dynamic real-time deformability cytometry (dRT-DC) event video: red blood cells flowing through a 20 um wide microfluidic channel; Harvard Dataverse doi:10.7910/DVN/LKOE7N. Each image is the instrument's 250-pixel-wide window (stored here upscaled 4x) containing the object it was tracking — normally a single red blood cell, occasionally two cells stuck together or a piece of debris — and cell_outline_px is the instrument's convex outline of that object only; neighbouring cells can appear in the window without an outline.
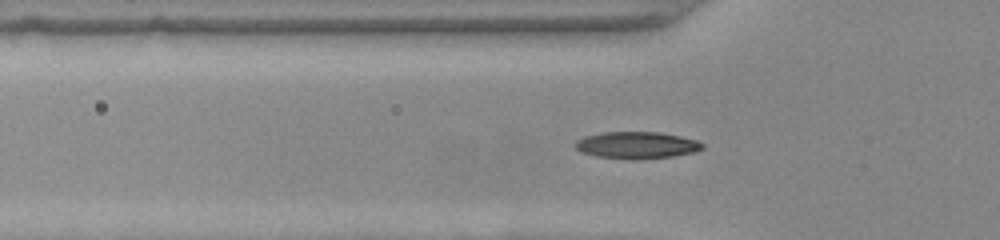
{"species": "common noctule bat (a hibernating species)", "species_latin": "Nyctalus noctula", "temperature_condition": "warm", "stored_images_in_passage": 36, "camera_frame_rate_fps": 3000, "um_per_image_px": 0.085, "animal": {"sex": "female", "body_mass_g": 22.0, "forearm_length_mm": 56.7}, "frame": {"image": 1, "passage_image": 6, "time_ms": 1.667, "image_size_px": [1000, 240], "cell_outline_px": [[704, 148], [692, 152], [672, 156], [632, 160], [596, 156], [580, 152], [572, 144], [576, 140], [584, 136], [600, 132], [660, 132], [680, 136], [696, 140], [704, 144]], "centroid_in_image_um": [54.06, 12.33], "position_along_channel_um": 71.7, "area_um2": 20.06}}
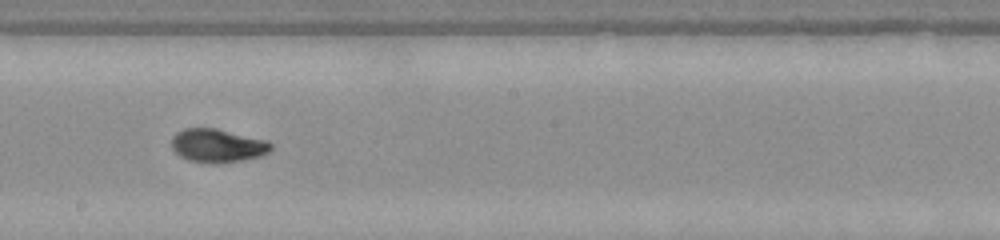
{"frame": {"image": 2, "passage_image": 18, "time_ms": 5.667, "image_size_px": [1000, 240], "cell_outline_px": [[272, 148], [268, 152], [260, 156], [244, 160], [216, 164], [208, 164], [188, 160], [180, 156], [172, 148], [172, 136], [176, 132], [184, 128], [216, 128], [268, 140], [272, 144]], "centroid_in_image_um": [18.49, 12.38], "position_along_channel_um": 229.7, "area_um2": 19.65}}
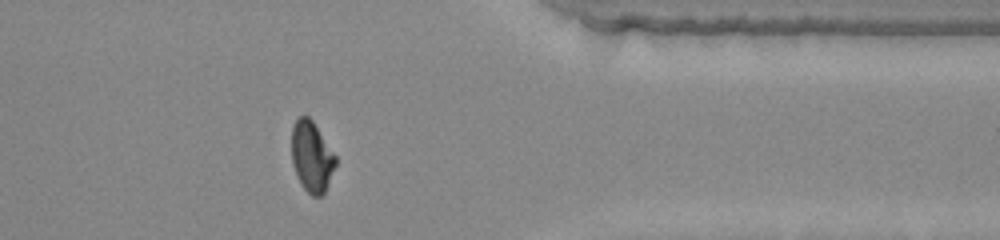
{"frame": {"image": 3, "passage_image": 31, "time_ms": 10.0, "image_size_px": [1000, 240], "cell_outline_px": [[336, 164], [324, 192], [320, 196], [312, 196], [300, 184], [292, 164], [292, 128], [296, 120], [300, 116], [308, 116], [312, 120], [336, 156]], "centroid_in_image_um": [26.48, 13.32], "position_along_channel_um": 384.9, "area_um2": 17.86}}